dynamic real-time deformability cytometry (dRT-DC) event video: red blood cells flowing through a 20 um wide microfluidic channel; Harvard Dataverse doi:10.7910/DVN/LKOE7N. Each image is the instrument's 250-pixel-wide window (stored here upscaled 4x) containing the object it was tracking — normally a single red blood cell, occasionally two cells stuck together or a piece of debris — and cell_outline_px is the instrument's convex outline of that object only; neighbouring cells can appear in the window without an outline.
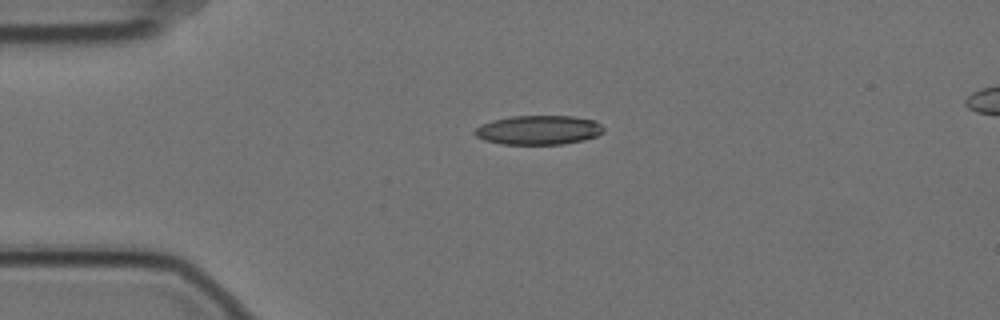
{"species": "Egyptian fruit bat (a non-hibernating species)", "species_latin": "Rousettus aegyptiacus", "temperature_condition": "cold", "stored_images_in_passage": 45, "camera_frame_rate_fps": 3000, "um_per_image_px": 0.085, "animal": {"sex": "female"}, "frame": {"image": 1, "passage_image": 1, "time_ms": 0.0, "image_size_px": [1000, 320], "cell_outline_px": [[604, 132], [596, 136], [584, 140], [564, 144], [500, 144], [484, 140], [476, 136], [472, 132], [480, 124], [492, 120], [512, 116], [572, 116], [596, 120], [604, 128]], "centroid_in_image_um": [45.77, 11.05], "position_along_channel_um": 39.2, "area_um2": 22.14}}
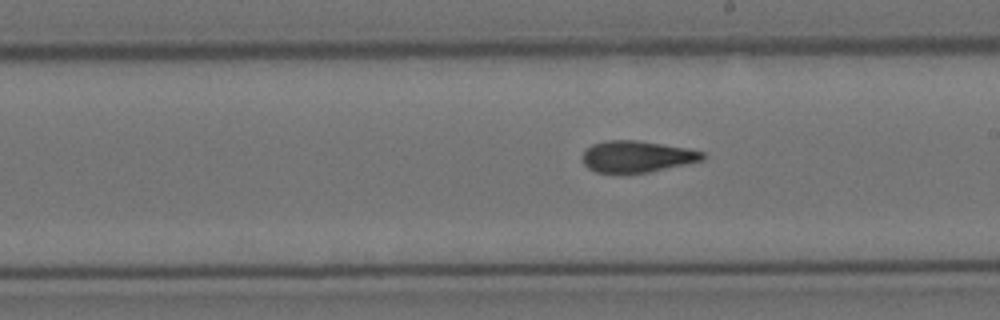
{"frame": {"image": 2, "passage_image": 20, "time_ms": 6.333, "image_size_px": [1000, 320], "cell_outline_px": [[704, 160], [648, 172], [596, 172], [588, 168], [580, 160], [580, 156], [584, 148], [592, 144], [608, 140], [636, 140], [688, 148], [704, 152]], "centroid_in_image_um": [54.08, 13.29], "position_along_channel_um": 234.9, "area_um2": 22.08}}
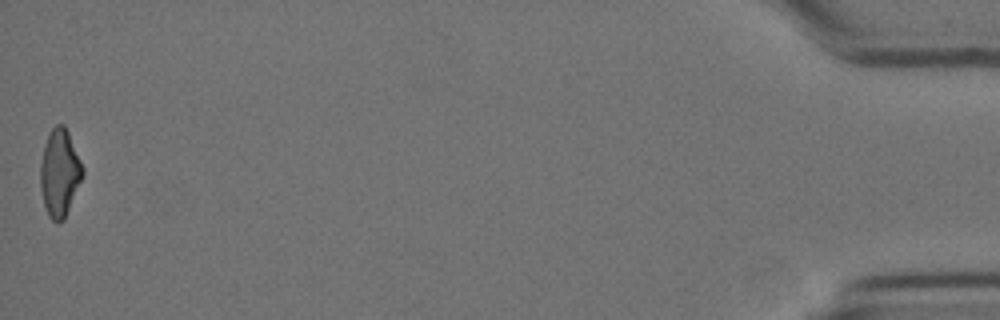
{"frame": {"image": 3, "passage_image": 45, "time_ms": 14.667, "image_size_px": [1000, 320], "cell_outline_px": [[84, 176], [64, 220], [60, 224], [56, 224], [48, 216], [44, 204], [40, 188], [40, 164], [44, 144], [48, 132], [56, 124], [64, 124], [68, 132], [84, 168]], "centroid_in_image_um": [5.07, 14.72], "position_along_channel_um": 430.1, "area_um2": 21.91}, "authors_computed_cell_mechanics": {"area_um2": 22.1374, "velocity_mm_per_s": 3.521, "shape_relaxation_time_tau1_ms": null, "shape_relaxation_time_tau2_ms": 3.4511, "deformation_change_tau1": null, "deformation_change_tau2": 0.1142}}